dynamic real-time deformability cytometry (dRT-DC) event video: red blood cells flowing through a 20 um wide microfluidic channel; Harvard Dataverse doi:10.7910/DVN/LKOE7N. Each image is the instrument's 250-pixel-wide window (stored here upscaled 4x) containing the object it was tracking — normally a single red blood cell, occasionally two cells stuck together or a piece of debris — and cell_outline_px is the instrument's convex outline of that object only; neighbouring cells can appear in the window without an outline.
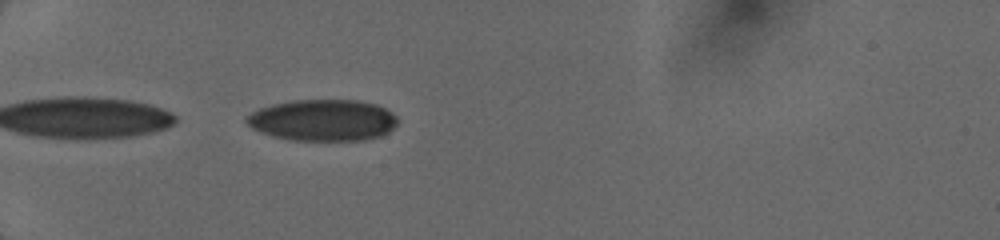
{"species": "human", "species_latin": "Homo sapiens", "temperature_condition": "cold", "stored_images_in_passage": 17, "camera_frame_rate_fps": 3000, "um_per_image_px": 0.085, "donor": {"sex": "female"}, "frame": {"image": 1, "passage_image": 1, "time_ms": 0.0, "image_size_px": [1000, 240], "cell_outline_px": [[396, 124], [388, 132], [380, 136], [364, 140], [292, 140], [276, 136], [252, 128], [244, 120], [244, 116], [260, 108], [272, 104], [292, 100], [356, 100], [376, 104], [392, 112], [396, 116]], "centroid_in_image_um": [27.44, 10.2], "position_along_channel_um": 57.6, "area_um2": 36.3}}
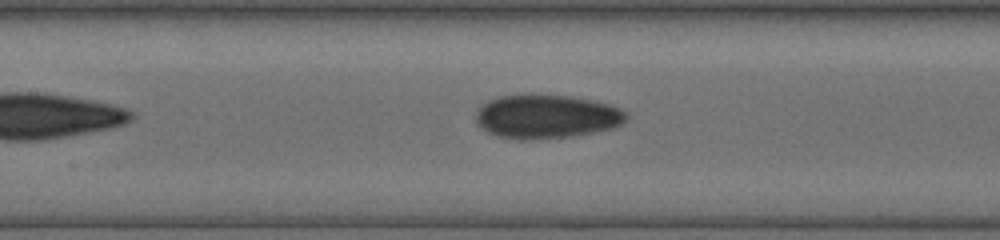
{"frame": {"image": 2, "passage_image": 11, "time_ms": 3.0, "image_size_px": [1000, 240], "cell_outline_px": [[628, 116], [620, 124], [612, 128], [572, 136], [520, 140], [500, 136], [488, 132], [476, 124], [476, 112], [488, 100], [500, 96], [572, 96], [596, 100], [620, 108], [628, 112]], "centroid_in_image_um": [46.47, 9.91], "position_along_channel_um": 160.9, "area_um2": 37.86}}
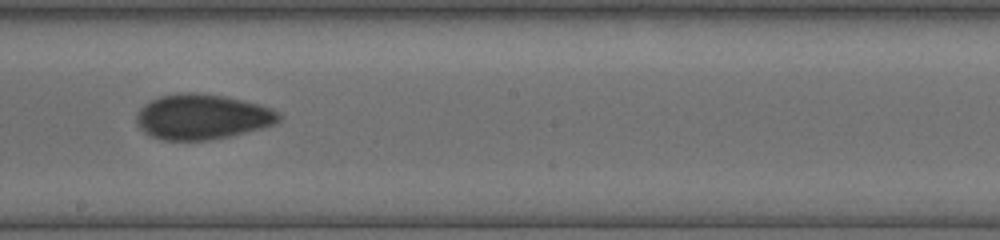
{"frame": {"image": 3, "passage_image": 15, "time_ms": 4.667, "image_size_px": [1000, 240], "cell_outline_px": [[284, 116], [280, 120], [272, 124], [260, 128], [228, 136], [208, 140], [164, 140], [152, 136], [144, 132], [136, 124], [136, 116], [140, 108], [144, 104], [160, 96], [192, 92], [196, 92], [224, 96], [244, 100], [260, 104], [272, 108]], "centroid_in_image_um": [17.19, 9.92], "position_along_channel_um": 231.0, "area_um2": 37.34}}